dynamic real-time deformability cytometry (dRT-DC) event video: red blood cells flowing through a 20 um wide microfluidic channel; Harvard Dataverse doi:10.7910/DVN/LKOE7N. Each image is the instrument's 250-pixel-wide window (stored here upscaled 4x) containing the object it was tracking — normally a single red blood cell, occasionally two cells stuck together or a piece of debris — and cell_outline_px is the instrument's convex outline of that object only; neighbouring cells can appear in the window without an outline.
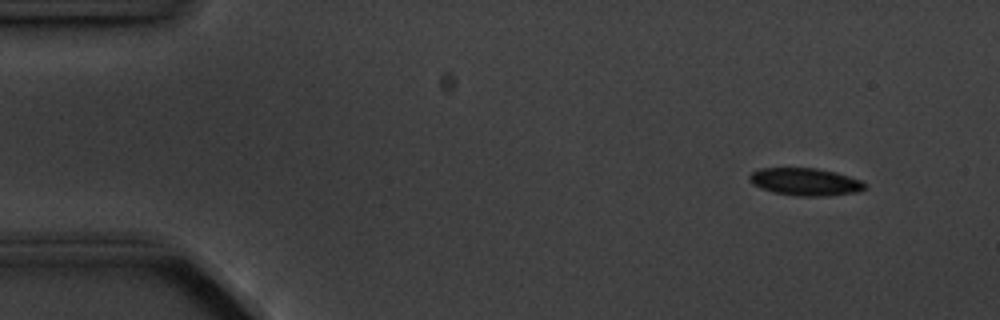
{"species": "common noctule bat (a hibernating species)", "species_latin": "Nyctalus noctula", "temperature_condition": "cold", "stored_images_in_passage": 5, "camera_frame_rate_fps": 3000, "um_per_image_px": 0.085, "animal": {"sex": "male", "body_mass_g": 20.1, "forearm_length_mm": 53.5}, "frame": {"image": 1, "passage_image": 2, "time_ms": 1.0, "image_size_px": [1000, 320], "cell_outline_px": [[868, 188], [856, 192], [824, 196], [796, 196], [772, 192], [760, 188], [752, 184], [748, 180], [748, 176], [752, 172], [760, 168], [816, 168], [836, 172], [860, 180]], "centroid_in_image_um": [68.4, 15.45], "position_along_channel_um": 16.6, "area_um2": 18.55}}